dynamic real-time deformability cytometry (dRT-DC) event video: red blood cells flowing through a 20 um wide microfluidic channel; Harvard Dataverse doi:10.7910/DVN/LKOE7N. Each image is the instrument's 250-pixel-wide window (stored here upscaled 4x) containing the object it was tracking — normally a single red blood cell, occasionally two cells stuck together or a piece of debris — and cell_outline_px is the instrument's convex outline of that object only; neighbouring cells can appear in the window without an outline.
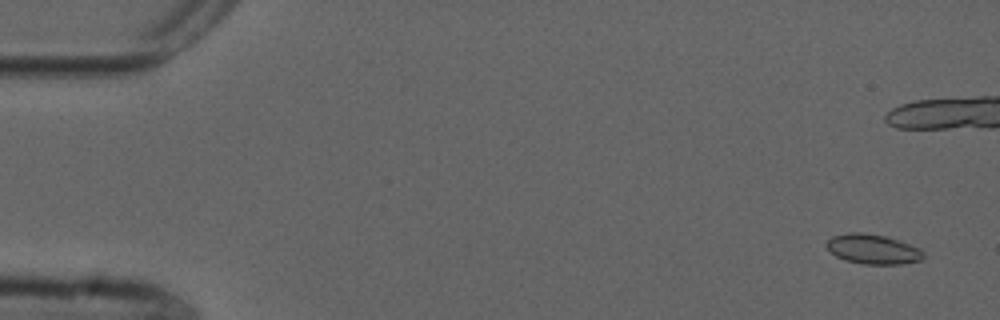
{"species": "common noctule bat (a hibernating species)", "species_latin": "Nyctalus noctula", "temperature_condition": "cold", "stored_images_in_passage": 17, "camera_frame_rate_fps": 3000, "um_per_image_px": 0.085, "animal": {"sex": "male", "forearm_length_mm": 52.5}, "frame": {"image": 1, "passage_image": 3, "time_ms": 0.667, "image_size_px": [1000, 320], "cell_outline_px": [[924, 256], [920, 260], [900, 264], [864, 264], [844, 260], [836, 256], [824, 244], [832, 236], [848, 232], [860, 232], [888, 236], [900, 240], [920, 248], [924, 252]], "centroid_in_image_um": [74.2, 21.16], "position_along_channel_um": 10.8, "area_um2": 16.94}}